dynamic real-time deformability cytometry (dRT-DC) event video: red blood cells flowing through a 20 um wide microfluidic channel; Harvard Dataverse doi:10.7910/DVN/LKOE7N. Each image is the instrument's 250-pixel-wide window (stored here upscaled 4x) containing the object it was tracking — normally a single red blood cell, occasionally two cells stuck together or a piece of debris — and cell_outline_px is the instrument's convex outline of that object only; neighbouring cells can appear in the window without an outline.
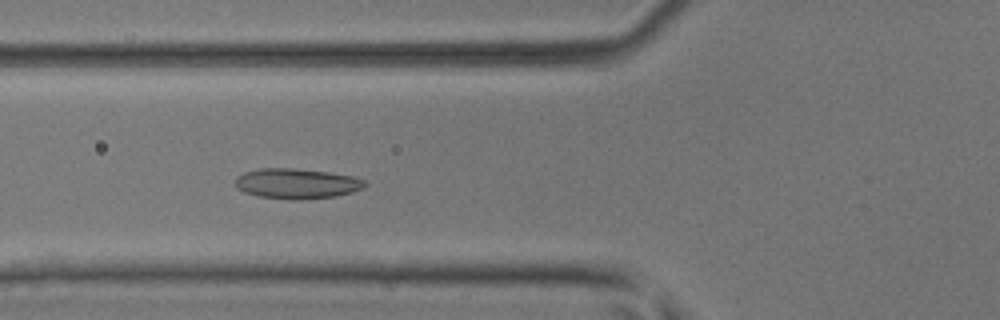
{"species": "common noctule bat (a hibernating species)", "species_latin": "Nyctalus noctula", "temperature_condition": "room temperature", "stored_images_in_passage": 6, "camera_frame_rate_fps": 3000, "um_per_image_px": 0.085, "animal": {"sex": "male", "body_mass_g": 17.9, "forearm_length_mm": 54.2}, "frame": {"image": 1, "passage_image": 6, "time_ms": 1.667, "image_size_px": [1000, 320], "cell_outline_px": [[368, 184], [364, 188], [352, 192], [336, 196], [300, 200], [292, 200], [260, 196], [244, 192], [236, 188], [236, 176], [244, 172], [260, 168], [296, 168], [328, 172], [352, 176], [364, 180]], "centroid_in_image_um": [25.23, 15.6], "position_along_channel_um": 100.6, "area_um2": 22.95}}